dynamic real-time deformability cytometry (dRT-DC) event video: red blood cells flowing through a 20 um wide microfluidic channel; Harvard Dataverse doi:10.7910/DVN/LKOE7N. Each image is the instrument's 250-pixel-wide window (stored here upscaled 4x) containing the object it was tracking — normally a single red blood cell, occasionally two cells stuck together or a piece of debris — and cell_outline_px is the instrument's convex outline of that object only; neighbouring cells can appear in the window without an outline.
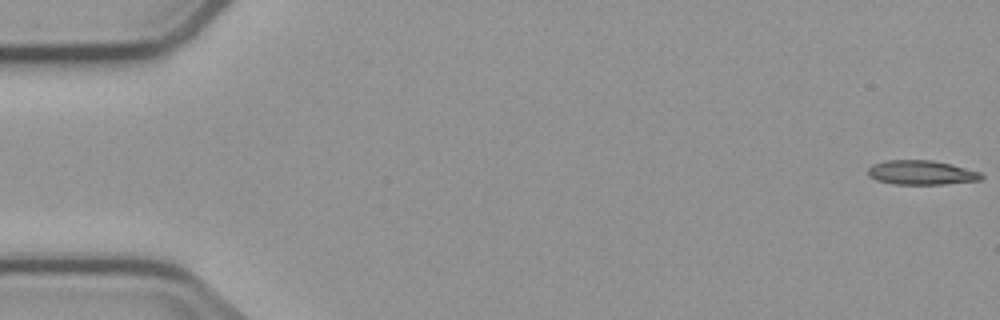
{"species": "common noctule bat (a hibernating species)", "species_latin": "Nyctalus noctula", "temperature_condition": "cold", "stored_images_in_passage": 3, "camera_frame_rate_fps": 3000, "um_per_image_px": 0.085, "animal": {"sex": "male", "body_mass_g": 23.1, "forearm_length_mm": 52.7}, "frame": {"image": 1, "passage_image": 1, "time_ms": 0.0, "image_size_px": [1000, 320], "cell_outline_px": [[984, 176], [980, 180], [944, 184], [892, 184], [876, 180], [868, 176], [868, 168], [872, 164], [884, 160], [932, 160], [952, 164], [980, 172]], "centroid_in_image_um": [78.29, 14.66], "position_along_channel_um": 6.7, "area_um2": 16.18}}